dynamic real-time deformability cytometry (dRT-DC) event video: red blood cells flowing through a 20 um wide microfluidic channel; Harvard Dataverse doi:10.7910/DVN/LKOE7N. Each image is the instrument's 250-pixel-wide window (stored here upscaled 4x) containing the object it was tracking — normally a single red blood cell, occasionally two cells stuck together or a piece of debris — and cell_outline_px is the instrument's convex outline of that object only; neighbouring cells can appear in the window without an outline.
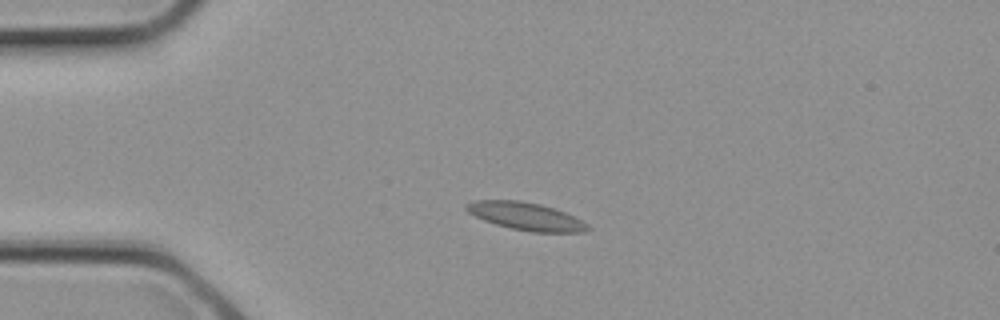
{"species": "common noctule bat (a hibernating species)", "species_latin": "Nyctalus noctula", "temperature_condition": "cold", "stored_images_in_passage": 1, "camera_frame_rate_fps": 3000, "um_per_image_px": 0.085, "animal": {"sex": "female", "body_mass_g": 21.9}, "frame": {"image": 1, "passage_image": 1, "time_ms": 0.0, "image_size_px": [1000, 320], "cell_outline_px": [[592, 228], [584, 232], [532, 232], [512, 228], [496, 224], [484, 220], [468, 212], [464, 208], [464, 204], [476, 200], [520, 200], [540, 204], [564, 212], [588, 224]], "centroid_in_image_um": [44.68, 18.38], "position_along_channel_um": 40.3, "area_um2": 19.42}}